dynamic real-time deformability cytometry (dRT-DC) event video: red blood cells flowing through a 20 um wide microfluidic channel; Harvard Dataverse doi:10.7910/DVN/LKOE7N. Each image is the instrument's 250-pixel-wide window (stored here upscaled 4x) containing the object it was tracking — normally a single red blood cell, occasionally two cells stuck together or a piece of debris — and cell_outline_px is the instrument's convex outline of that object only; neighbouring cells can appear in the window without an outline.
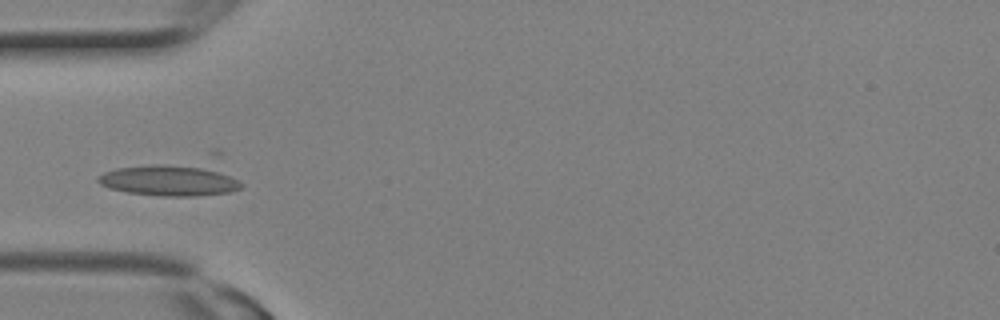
{"species": "Egyptian fruit bat (a non-hibernating species)", "species_latin": "Rousettus aegyptiacus", "temperature_condition": "room temperature", "stored_images_in_passage": 1, "camera_frame_rate_fps": 3000, "um_per_image_px": 0.085, "animal": {"sex": "female"}, "frame": {"image": 1, "passage_image": 1, "time_ms": 0.0, "image_size_px": [1000, 320], "cell_outline_px": [[244, 184], [240, 188], [228, 192], [196, 196], [160, 196], [128, 192], [108, 188], [100, 184], [96, 180], [96, 176], [104, 172], [116, 168], [148, 164], [164, 164], [200, 168], [216, 172], [228, 176]], "centroid_in_image_um": [14.24, 15.35], "position_along_channel_um": 70.8, "area_um2": 25.14}}